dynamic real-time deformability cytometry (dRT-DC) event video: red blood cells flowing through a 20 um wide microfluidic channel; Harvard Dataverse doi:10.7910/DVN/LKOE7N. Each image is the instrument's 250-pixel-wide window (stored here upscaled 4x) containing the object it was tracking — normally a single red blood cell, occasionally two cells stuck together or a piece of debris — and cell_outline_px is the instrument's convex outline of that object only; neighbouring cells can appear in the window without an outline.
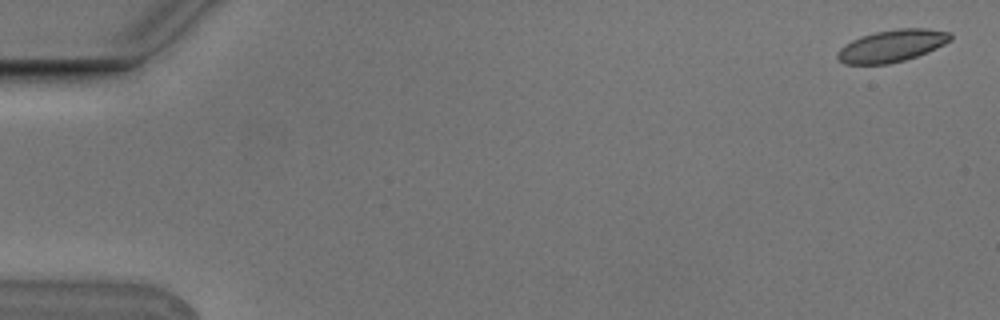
{"species": "Egyptian fruit bat (a non-hibernating species)", "species_latin": "Rousettus aegyptiacus", "temperature_condition": "cold", "stored_images_in_passage": 3, "camera_frame_rate_fps": 3000, "um_per_image_px": 0.085, "animal": {"sex": "male"}, "frame": {"image": 1, "passage_image": 1, "time_ms": 0.0, "image_size_px": [1000, 320], "cell_outline_px": [[952, 40], [928, 52], [904, 60], [888, 64], [844, 64], [836, 56], [840, 48], [852, 40], [860, 36], [876, 32], [896, 28], [924, 28], [948, 32], [952, 36]], "centroid_in_image_um": [75.81, 3.89], "position_along_channel_um": 9.2, "area_um2": 21.04}}